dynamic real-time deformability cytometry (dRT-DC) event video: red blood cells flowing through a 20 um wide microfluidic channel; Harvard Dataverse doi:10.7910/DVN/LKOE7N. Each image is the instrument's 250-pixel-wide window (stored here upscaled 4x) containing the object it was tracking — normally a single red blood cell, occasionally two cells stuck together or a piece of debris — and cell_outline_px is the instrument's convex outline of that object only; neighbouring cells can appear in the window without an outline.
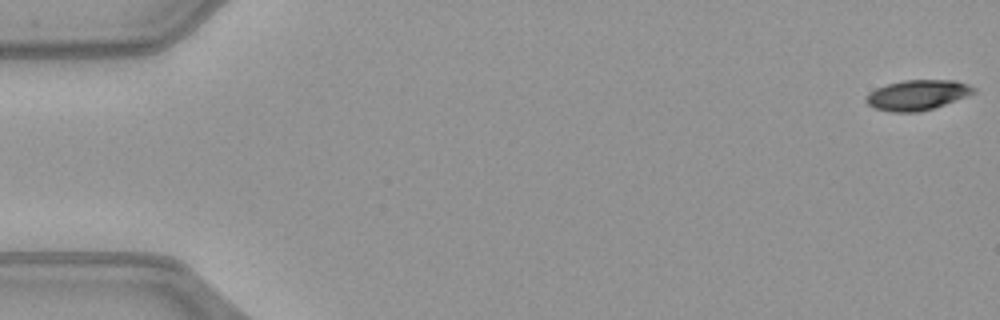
{"species": "common noctule bat (a hibernating species)", "species_latin": "Nyctalus noctula", "temperature_condition": "warm", "stored_images_in_passage": 11, "camera_frame_rate_fps": 3000, "um_per_image_px": 0.085, "animal": {"sex": "female", "body_mass_g": 21.9}, "frame": {"image": 1, "passage_image": 1, "time_ms": 0.0, "image_size_px": [1000, 320], "cell_outline_px": [[976, 92], [944, 104], [920, 112], [892, 112], [876, 108], [868, 104], [864, 100], [864, 96], [868, 92], [876, 88], [888, 84], [904, 80], [956, 80], [968, 84], [976, 88]], "centroid_in_image_um": [77.95, 8.07], "position_along_channel_um": 7.1, "area_um2": 18.84}}